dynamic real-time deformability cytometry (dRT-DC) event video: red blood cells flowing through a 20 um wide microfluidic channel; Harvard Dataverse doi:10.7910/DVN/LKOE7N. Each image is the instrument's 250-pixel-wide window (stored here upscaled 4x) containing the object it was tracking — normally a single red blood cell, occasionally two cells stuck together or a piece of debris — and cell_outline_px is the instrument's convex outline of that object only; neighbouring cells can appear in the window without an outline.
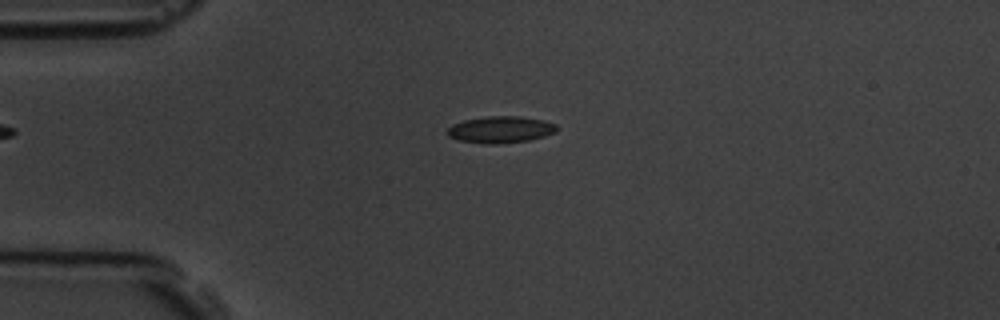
{"species": "common noctule bat (a hibernating species)", "species_latin": "Nyctalus noctula", "temperature_condition": "room temperature", "stored_images_in_passage": 2, "camera_frame_rate_fps": 3000, "um_per_image_px": 0.085, "animal": {"sex": "male", "body_mass_g": 19.5, "forearm_length_mm": 54.6}, "frame": {"image": 1, "passage_image": 1, "time_ms": 0.0, "image_size_px": [1000, 320], "cell_outline_px": [[556, 132], [544, 136], [528, 140], [496, 144], [484, 144], [460, 140], [448, 136], [444, 132], [452, 124], [464, 120], [488, 116], [520, 116], [544, 120], [556, 124]], "centroid_in_image_um": [42.52, 11.01], "position_along_channel_um": 42.5, "area_um2": 17.05}}